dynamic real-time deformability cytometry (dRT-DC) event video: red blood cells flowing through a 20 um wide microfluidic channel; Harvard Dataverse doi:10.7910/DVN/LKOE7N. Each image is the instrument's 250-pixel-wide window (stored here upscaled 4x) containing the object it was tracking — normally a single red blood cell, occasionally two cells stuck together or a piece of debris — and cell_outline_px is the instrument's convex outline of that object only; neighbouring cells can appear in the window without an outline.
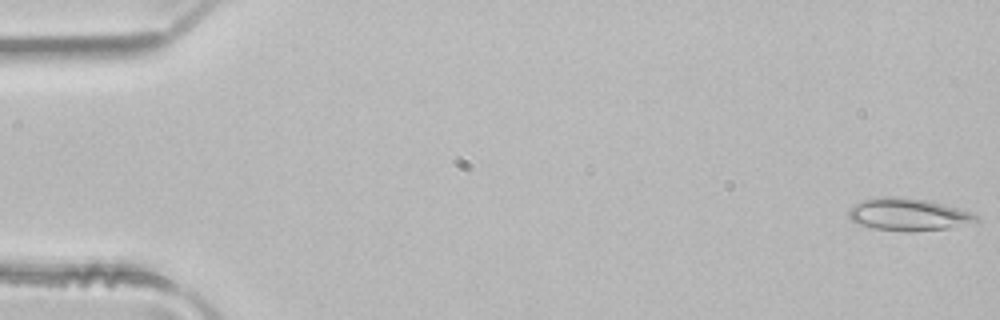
{"species": "common noctule bat (a hibernating species)", "species_latin": "Nyctalus noctula", "temperature_condition": "room temperature", "stored_images_in_passage": 5, "camera_frame_rate_fps": 3000, "um_per_image_px": 0.085, "animal": {"sex": "male", "body_mass_g": 21.5, "forearm_length_mm": 52.0}, "frame": {"image": 1, "passage_image": 1, "time_ms": 0.0, "image_size_px": [1000, 320], "cell_outline_px": [[980, 220], [976, 224], [948, 228], [912, 232], [904, 232], [872, 228], [860, 224], [852, 220], [848, 216], [848, 208], [852, 204], [864, 200], [884, 196], [896, 196], [924, 200], [972, 212], [980, 216]], "centroid_in_image_um": [77.24, 18.25], "position_along_channel_um": 7.8, "area_um2": 24.33}}